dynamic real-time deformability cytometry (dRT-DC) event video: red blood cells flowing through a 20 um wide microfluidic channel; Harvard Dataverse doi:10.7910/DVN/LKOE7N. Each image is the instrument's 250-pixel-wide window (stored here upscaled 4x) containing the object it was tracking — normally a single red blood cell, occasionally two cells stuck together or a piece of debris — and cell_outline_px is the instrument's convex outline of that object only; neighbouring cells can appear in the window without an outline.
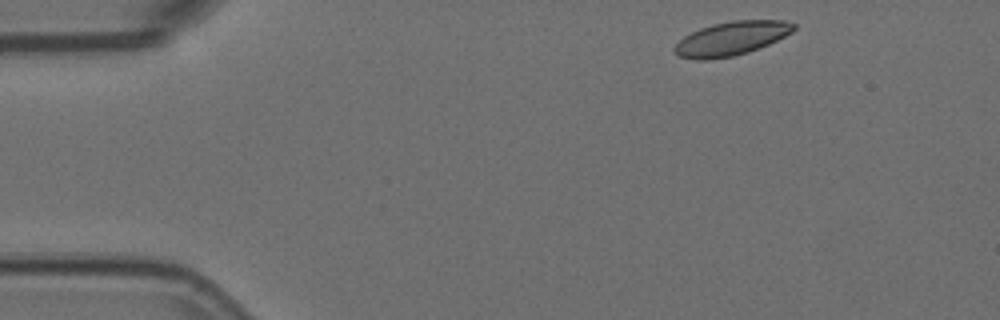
{"species": "Egyptian fruit bat (a non-hibernating species)", "species_latin": "Rousettus aegyptiacus", "temperature_condition": "room temperature", "stored_images_in_passage": 8, "camera_frame_rate_fps": 3000, "um_per_image_px": 0.085, "animal": {"sex": "female"}, "frame": {"image": 1, "passage_image": 1, "time_ms": 0.0, "image_size_px": [1000, 320], "cell_outline_px": [[796, 28], [792, 32], [768, 44], [748, 52], [732, 56], [708, 60], [696, 60], [680, 56], [672, 48], [684, 36], [700, 28], [712, 24], [732, 20], [784, 20], [796, 24]], "centroid_in_image_um": [62.17, 3.26], "position_along_channel_um": 22.8, "area_um2": 23.41}}
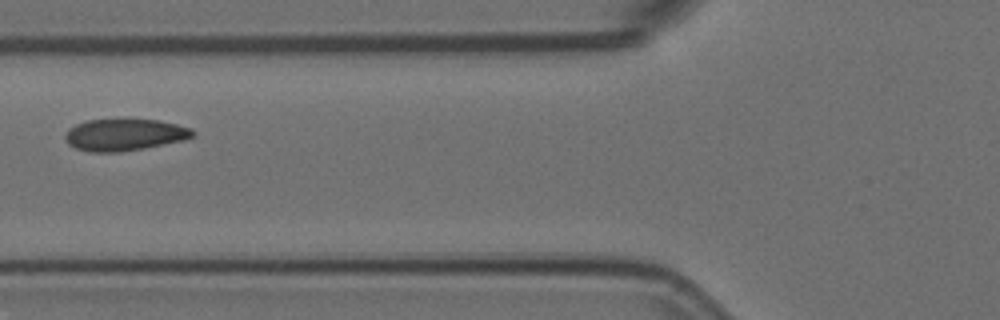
{"frame": {"image": 2, "passage_image": 5, "time_ms": 1.333, "image_size_px": [1000, 320], "cell_outline_px": [[196, 136], [184, 140], [144, 148], [120, 152], [92, 152], [76, 148], [68, 144], [64, 136], [68, 128], [76, 124], [88, 120], [124, 116], [160, 120], [192, 128], [196, 132]], "centroid_in_image_um": [10.61, 11.4], "position_along_channel_um": 115.2, "area_um2": 24.68}}
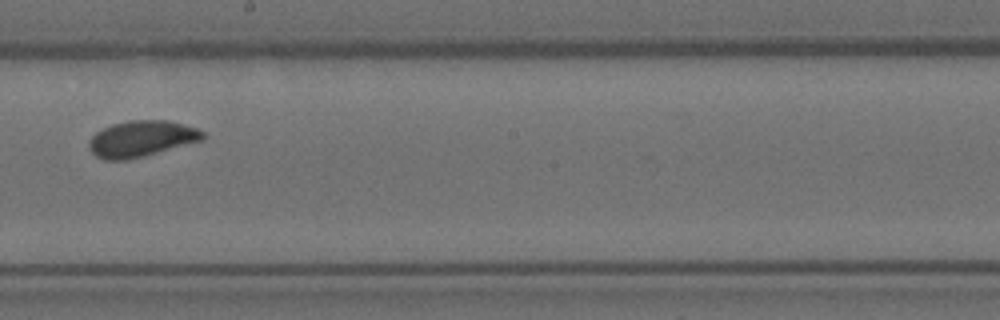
{"frame": {"image": 3, "passage_image": 8, "time_ms": 2.333, "image_size_px": [1000, 320], "cell_outline_px": [[204, 140], [144, 156], [128, 160], [104, 160], [96, 156], [88, 148], [88, 140], [96, 132], [112, 124], [132, 120], [164, 120], [196, 128], [204, 132]], "centroid_in_image_um": [11.99, 11.81], "position_along_channel_um": 236.2, "area_um2": 23.87}}